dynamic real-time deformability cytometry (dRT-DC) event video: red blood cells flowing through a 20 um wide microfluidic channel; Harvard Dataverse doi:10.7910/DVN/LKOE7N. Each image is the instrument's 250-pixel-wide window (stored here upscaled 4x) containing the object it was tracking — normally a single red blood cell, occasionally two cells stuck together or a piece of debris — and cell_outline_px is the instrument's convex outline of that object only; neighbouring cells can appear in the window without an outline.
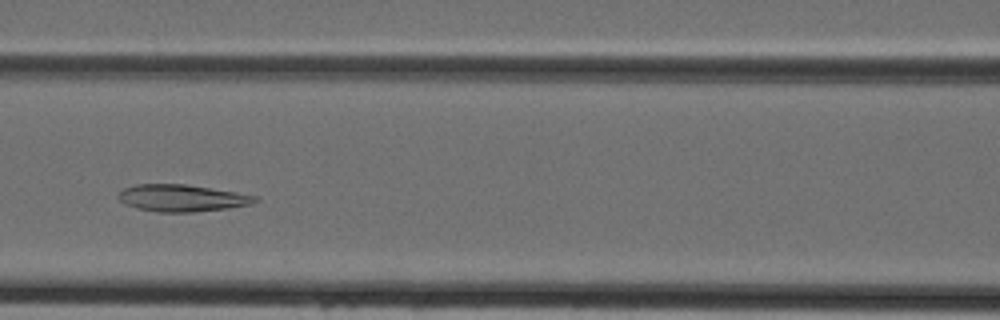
{"species": "Egyptian fruit bat (a non-hibernating species)", "species_latin": "Rousettus aegyptiacus", "temperature_condition": "cold", "stored_images_in_passage": 41, "camera_frame_rate_fps": 3000, "um_per_image_px": 0.085, "animal": {"sex": "female"}, "frame": {"image": 1, "passage_image": 16, "time_ms": 5.0, "image_size_px": [1000, 320], "cell_outline_px": [[260, 200], [252, 204], [228, 208], [192, 212], [156, 212], [136, 208], [124, 204], [116, 196], [124, 188], [136, 184], [184, 184], [236, 192], [256, 196]], "centroid_in_image_um": [15.44, 16.84], "position_along_channel_um": 151.2, "area_um2": 21.5}}
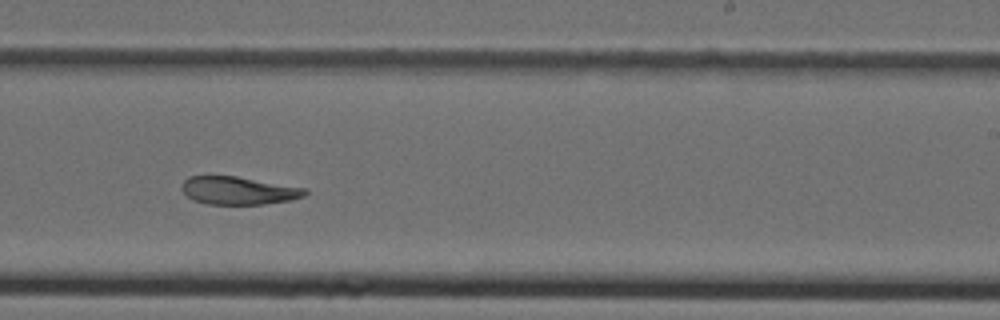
{"frame": {"image": 2, "passage_image": 24, "time_ms": 7.667, "image_size_px": [1000, 320], "cell_outline_px": [[308, 192], [304, 196], [292, 200], [264, 204], [208, 204], [192, 200], [180, 188], [184, 180], [188, 176], [236, 176], [308, 188]], "centroid_in_image_um": [20.29, 16.19], "position_along_channel_um": 268.7, "area_um2": 20.17}}
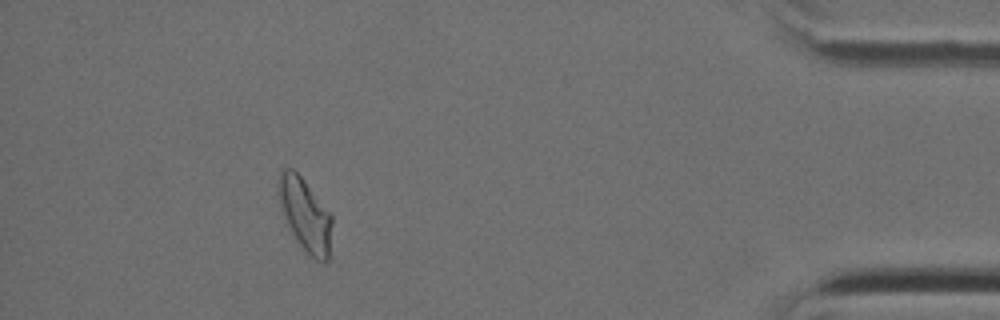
{"frame": {"image": 3, "passage_image": 37, "time_ms": 12.0, "image_size_px": [1000, 320], "cell_outline_px": [[332, 224], [328, 260], [316, 260], [300, 248], [284, 224], [276, 192], [280, 168], [292, 168], [304, 180], [332, 216]], "centroid_in_image_um": [25.86, 18.25], "position_along_channel_um": 409.3, "area_um2": 23.29}}